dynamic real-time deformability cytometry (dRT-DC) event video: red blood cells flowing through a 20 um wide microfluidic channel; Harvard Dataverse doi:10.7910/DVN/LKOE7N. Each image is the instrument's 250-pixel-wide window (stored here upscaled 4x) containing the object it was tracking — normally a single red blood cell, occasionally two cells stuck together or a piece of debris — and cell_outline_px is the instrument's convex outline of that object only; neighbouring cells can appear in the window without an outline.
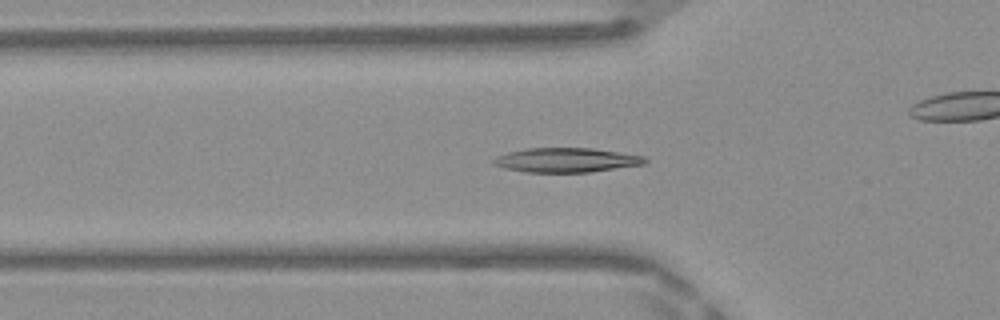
{"species": "Egyptian fruit bat (a non-hibernating species)", "species_latin": "Rousettus aegyptiacus", "temperature_condition": "warm", "stored_images_in_passage": 42, "camera_frame_rate_fps": 3000, "um_per_image_px": 0.085, "frame": {"image": 1, "passage_image": 9, "time_ms": 2.667, "image_size_px": [1000, 320], "cell_outline_px": [[648, 160], [644, 164], [588, 172], [524, 172], [504, 168], [492, 164], [492, 160], [496, 156], [508, 152], [524, 148], [592, 148], [644, 156]], "centroid_in_image_um": [48.08, 13.6], "position_along_channel_um": 77.7, "area_um2": 21.5}}
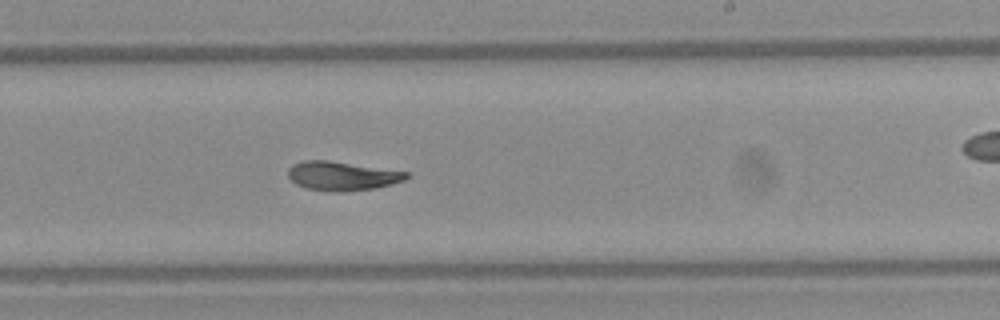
{"frame": {"image": 2, "passage_image": 22, "time_ms": 7.0, "image_size_px": [1000, 320], "cell_outline_px": [[408, 176], [404, 180], [392, 184], [376, 188], [304, 188], [296, 184], [288, 176], [288, 168], [292, 164], [300, 160], [328, 160], [408, 172]], "centroid_in_image_um": [29.04, 14.88], "position_along_channel_um": 260.0, "area_um2": 18.9}}
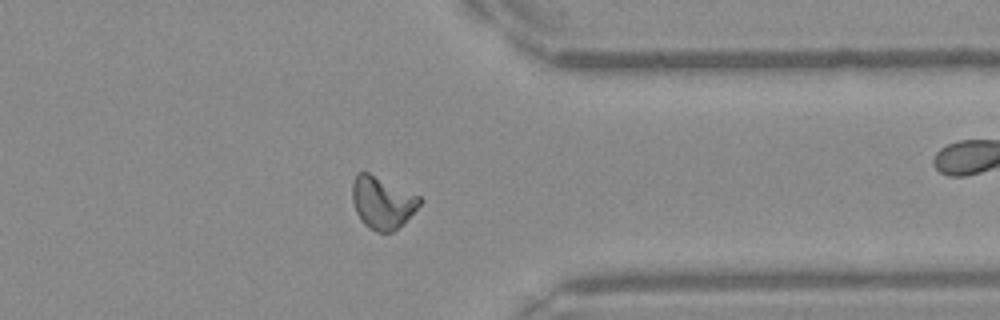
{"frame": {"image": 3, "passage_image": 31, "time_ms": 10.0, "image_size_px": [1000, 320], "cell_outline_px": [[424, 200], [392, 232], [376, 232], [368, 228], [360, 220], [356, 212], [352, 200], [352, 180], [356, 172], [368, 172], [420, 196]], "centroid_in_image_um": [32.44, 17.19], "position_along_channel_um": 379.0, "area_um2": 20.35}, "authors_computed_cell_mechanics": {"area_um2": 20.3167, "velocity_mm_per_s": 4.1848, "shape_relaxation_time_tau1_ms": 8.9976, "shape_relaxation_time_tau2_ms": 3.6894, "deformation_change_tau1": 0.2472, "deformation_change_tau2": 0.0931}}